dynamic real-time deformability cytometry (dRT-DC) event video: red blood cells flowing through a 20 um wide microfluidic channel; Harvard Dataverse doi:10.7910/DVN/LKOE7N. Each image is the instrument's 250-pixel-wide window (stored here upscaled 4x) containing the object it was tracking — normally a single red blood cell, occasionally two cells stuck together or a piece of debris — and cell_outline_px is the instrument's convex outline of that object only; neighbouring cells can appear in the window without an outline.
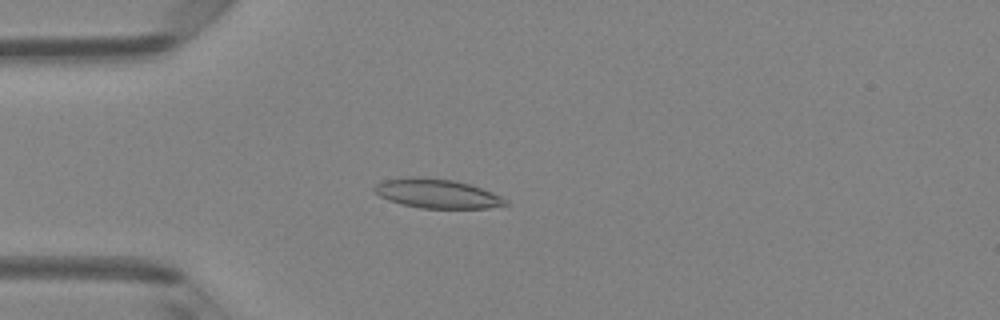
{"species": "Egyptian fruit bat (a non-hibernating species)", "species_latin": "Rousettus aegyptiacus", "temperature_condition": "room temperature", "stored_images_in_passage": 42, "camera_frame_rate_fps": 3000, "um_per_image_px": 0.085, "animal": {"sex": "female"}, "frame": {"image": 1, "passage_image": 7, "time_ms": 2.0, "image_size_px": [1000, 320], "cell_outline_px": [[508, 204], [488, 208], [420, 208], [400, 204], [388, 200], [372, 192], [372, 188], [376, 184], [384, 180], [412, 176], [452, 180], [472, 184], [492, 192], [508, 200]], "centroid_in_image_um": [37.12, 16.45], "position_along_channel_um": 47.9, "area_um2": 22.43}}
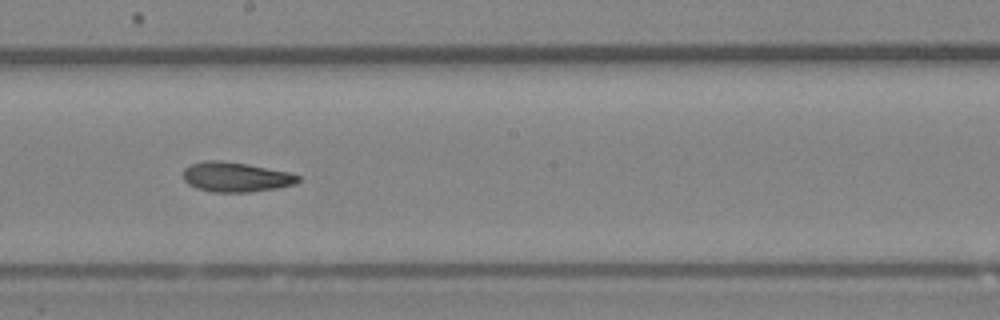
{"frame": {"image": 2, "passage_image": 21, "time_ms": 6.667, "image_size_px": [1000, 320], "cell_outline_px": [[300, 180], [296, 184], [276, 188], [248, 192], [212, 192], [196, 188], [188, 184], [184, 180], [184, 168], [192, 164], [204, 160], [220, 160], [248, 164], [288, 172], [300, 176]], "centroid_in_image_um": [20.04, 15.04], "position_along_channel_um": 228.2, "area_um2": 19.94}}
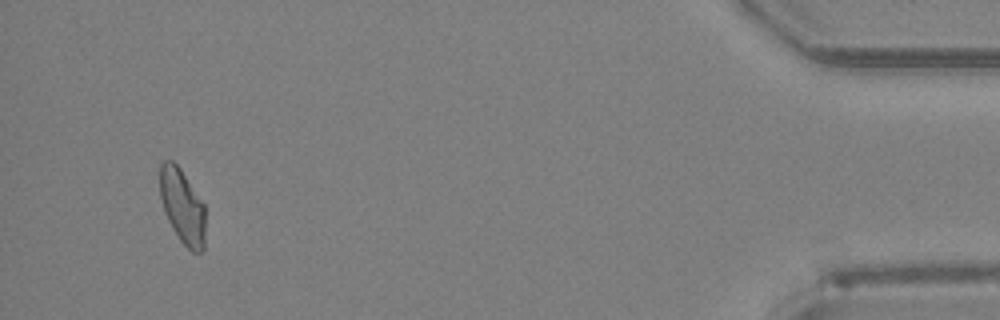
{"frame": {"image": 3, "passage_image": 40, "time_ms": 13.0, "image_size_px": [1000, 320], "cell_outline_px": [[204, 248], [200, 252], [192, 252], [180, 240], [172, 228], [164, 212], [160, 196], [160, 164], [164, 160], [172, 160], [180, 168], [204, 204]], "centroid_in_image_um": [15.49, 17.53], "position_along_channel_um": 419.7, "area_um2": 19.59}, "authors_computed_cell_mechanics": {"area_um2": 20.2878, "velocity_mm_per_s": 4.201, "shape_relaxation_time_tau1_ms": 10.7013, "shape_relaxation_time_tau2_ms": 2.2986, "deformation_change_tau1": 0.2199, "deformation_change_tau2": 0.0946}}